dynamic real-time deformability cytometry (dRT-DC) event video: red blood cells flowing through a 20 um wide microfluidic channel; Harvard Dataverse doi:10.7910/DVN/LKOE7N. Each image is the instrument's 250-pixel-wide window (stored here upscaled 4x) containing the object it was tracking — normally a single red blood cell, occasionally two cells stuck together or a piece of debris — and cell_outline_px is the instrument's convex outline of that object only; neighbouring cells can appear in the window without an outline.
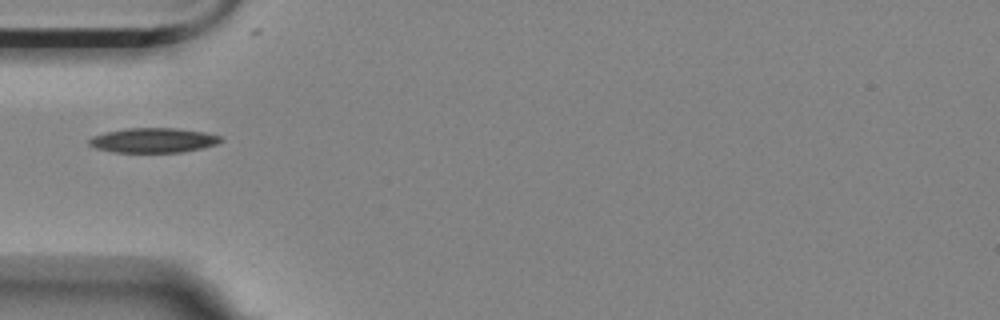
{"species": "Egyptian fruit bat (a non-hibernating species)", "species_latin": "Rousettus aegyptiacus", "temperature_condition": "room temperature", "stored_images_in_passage": 40, "camera_frame_rate_fps": 3000, "um_per_image_px": 0.085, "animal": {"sex": "female"}, "frame": {"image": 1, "passage_image": 1, "time_ms": 0.0, "image_size_px": [1000, 320], "cell_outline_px": [[224, 140], [216, 144], [204, 148], [184, 152], [116, 152], [96, 148], [88, 144], [88, 140], [92, 136], [104, 132], [124, 128], [176, 128], [204, 132], [220, 136]], "centroid_in_image_um": [13.03, 11.92], "position_along_channel_um": 72.0, "area_um2": 19.07}}
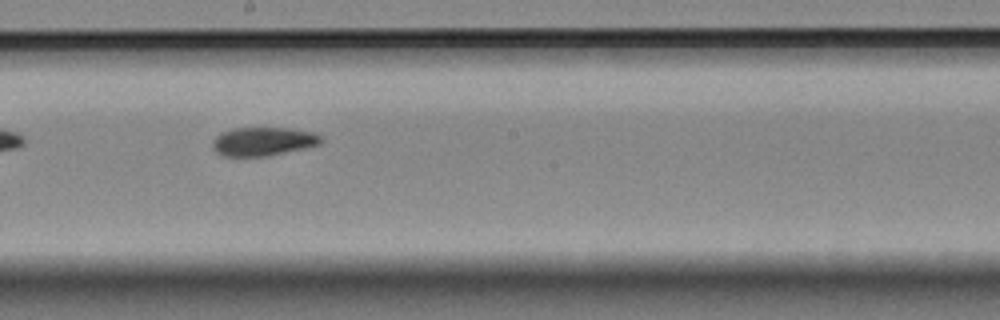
{"frame": {"image": 2, "passage_image": 14, "time_ms": 4.333, "image_size_px": [1000, 320], "cell_outline_px": [[324, 140], [320, 144], [304, 148], [268, 156], [224, 156], [216, 152], [212, 148], [212, 140], [220, 132], [232, 128], [288, 128], [312, 132], [320, 136]], "centroid_in_image_um": [22.33, 12.02], "position_along_channel_um": 225.9, "area_um2": 18.15}}
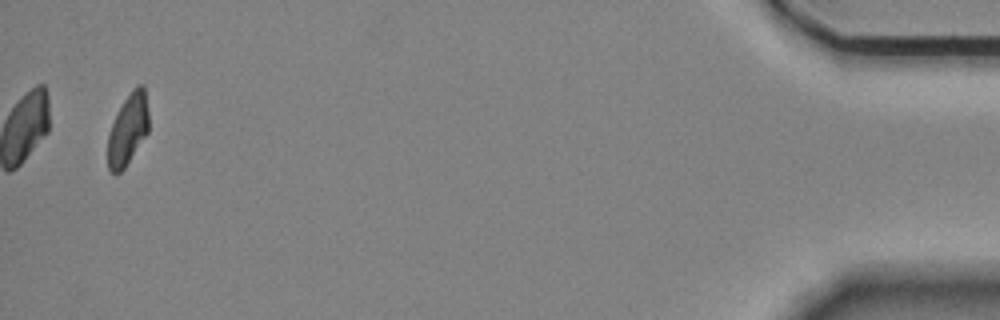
{"frame": {"image": 3, "passage_image": 38, "time_ms": 12.333, "image_size_px": [1000, 320], "cell_outline_px": [[148, 132], [124, 168], [120, 172], [112, 172], [108, 168], [108, 132], [124, 100], [132, 88], [136, 84], [144, 84], [148, 112]], "centroid_in_image_um": [10.88, 10.96], "position_along_channel_um": 424.3, "area_um2": 16.76}}